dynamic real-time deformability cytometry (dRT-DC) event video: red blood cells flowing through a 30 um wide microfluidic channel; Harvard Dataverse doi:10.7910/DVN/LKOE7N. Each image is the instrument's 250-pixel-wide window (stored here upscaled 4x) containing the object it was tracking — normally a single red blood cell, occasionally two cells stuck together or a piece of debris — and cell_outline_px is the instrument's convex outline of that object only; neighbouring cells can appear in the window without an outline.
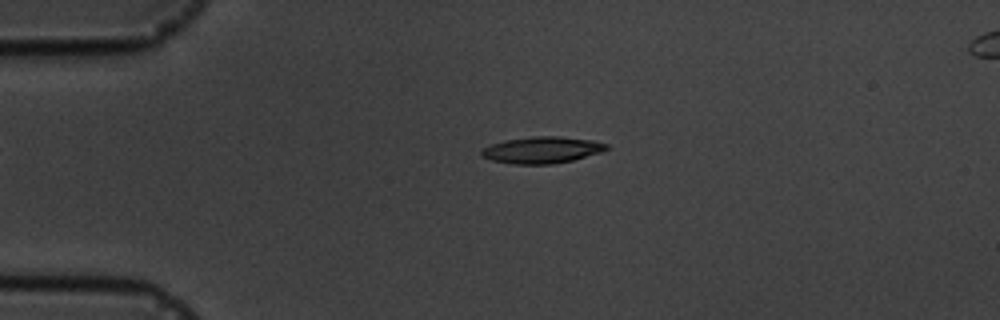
{"species": "common noctule bat (a hibernating species)", "species_latin": "Nyctalus noctula", "temperature_condition": "cold", "stored_images_in_passage": 5, "camera_frame_rate_fps": 3000, "um_per_image_px": 0.085, "animal": {"sex": "male", "body_mass_g": 19.5, "forearm_length_mm": 54.6}, "frame": {"image": 1, "passage_image": 3, "time_ms": 2.333, "image_size_px": [1000, 320], "cell_outline_px": [[608, 148], [600, 152], [572, 160], [552, 164], [512, 164], [492, 160], [480, 156], [480, 152], [484, 148], [492, 144], [504, 140], [532, 136], [556, 136], [592, 140], [608, 144]], "centroid_in_image_um": [46.03, 12.74], "position_along_channel_um": 39.0, "area_um2": 19.25}}